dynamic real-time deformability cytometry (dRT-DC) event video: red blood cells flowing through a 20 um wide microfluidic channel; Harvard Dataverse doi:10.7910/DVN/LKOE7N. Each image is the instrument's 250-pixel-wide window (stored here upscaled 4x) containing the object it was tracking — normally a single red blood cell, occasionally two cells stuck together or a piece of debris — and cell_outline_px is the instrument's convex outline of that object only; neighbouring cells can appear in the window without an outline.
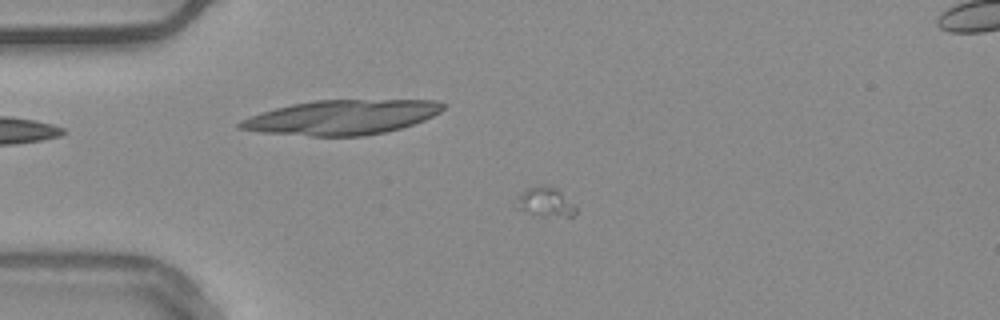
{"species": "common noctule bat (a hibernating species)", "species_latin": "Nyctalus noctula", "temperature_condition": "warm", "stored_images_in_passage": 17, "camera_frame_rate_fps": 3000, "um_per_image_px": 0.085, "animal": {"sex": "male", "body_mass_g": 20.4}, "frame": {"image": 1, "passage_image": 15, "time_ms": 4.667, "image_size_px": [1000, 320], "cell_outline_px": [[576, 212], [572, 216], [540, 216], [516, 208], [512, 204], [512, 200], [516, 196], [528, 188], [540, 184], [544, 184], [556, 188], [576, 204]], "centroid_in_image_um": [46.3, 17.16], "position_along_channel_um": 38.7, "area_um2": 10.58}}